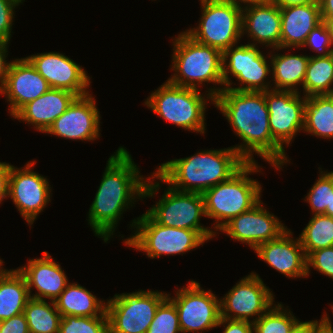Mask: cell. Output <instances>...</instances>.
<instances>
[{
  "mask_svg": "<svg viewBox=\"0 0 333 333\" xmlns=\"http://www.w3.org/2000/svg\"><path fill=\"white\" fill-rule=\"evenodd\" d=\"M208 90L207 99L223 113L243 141L233 148L246 163L256 162L253 152L277 169L289 161L285 150L272 138L265 91H235L223 87Z\"/></svg>",
  "mask_w": 333,
  "mask_h": 333,
  "instance_id": "obj_1",
  "label": "cell"
},
{
  "mask_svg": "<svg viewBox=\"0 0 333 333\" xmlns=\"http://www.w3.org/2000/svg\"><path fill=\"white\" fill-rule=\"evenodd\" d=\"M107 162L88 215L95 235L103 238L105 243L113 235L121 214L134 204L135 198L153 197L160 187L159 182L145 181L140 176L139 168L123 147H119Z\"/></svg>",
  "mask_w": 333,
  "mask_h": 333,
  "instance_id": "obj_2",
  "label": "cell"
},
{
  "mask_svg": "<svg viewBox=\"0 0 333 333\" xmlns=\"http://www.w3.org/2000/svg\"><path fill=\"white\" fill-rule=\"evenodd\" d=\"M245 163L233 147L204 150L190 157L162 163L151 178L181 192L203 194L228 180Z\"/></svg>",
  "mask_w": 333,
  "mask_h": 333,
  "instance_id": "obj_3",
  "label": "cell"
},
{
  "mask_svg": "<svg viewBox=\"0 0 333 333\" xmlns=\"http://www.w3.org/2000/svg\"><path fill=\"white\" fill-rule=\"evenodd\" d=\"M256 163H245L228 180L207 189L202 194L206 217L216 219L214 225L216 231L261 201V185L258 181L247 177L251 173L260 172Z\"/></svg>",
  "mask_w": 333,
  "mask_h": 333,
  "instance_id": "obj_4",
  "label": "cell"
},
{
  "mask_svg": "<svg viewBox=\"0 0 333 333\" xmlns=\"http://www.w3.org/2000/svg\"><path fill=\"white\" fill-rule=\"evenodd\" d=\"M173 46L172 70L175 73L168 79L170 83L195 89L203 82L224 86L220 50L194 41L185 32L175 37Z\"/></svg>",
  "mask_w": 333,
  "mask_h": 333,
  "instance_id": "obj_5",
  "label": "cell"
},
{
  "mask_svg": "<svg viewBox=\"0 0 333 333\" xmlns=\"http://www.w3.org/2000/svg\"><path fill=\"white\" fill-rule=\"evenodd\" d=\"M206 101L199 88L180 87L167 80L151 93L145 105L178 127L204 134Z\"/></svg>",
  "mask_w": 333,
  "mask_h": 333,
  "instance_id": "obj_6",
  "label": "cell"
},
{
  "mask_svg": "<svg viewBox=\"0 0 333 333\" xmlns=\"http://www.w3.org/2000/svg\"><path fill=\"white\" fill-rule=\"evenodd\" d=\"M202 16L197 28L185 33L194 41L222 53L235 46L242 33V6L227 0H201Z\"/></svg>",
  "mask_w": 333,
  "mask_h": 333,
  "instance_id": "obj_7",
  "label": "cell"
},
{
  "mask_svg": "<svg viewBox=\"0 0 333 333\" xmlns=\"http://www.w3.org/2000/svg\"><path fill=\"white\" fill-rule=\"evenodd\" d=\"M137 230L124 243L136 250L147 253L154 259L161 255L184 254L203 245L206 241L197 231L184 228L166 227L156 223L147 213L133 220Z\"/></svg>",
  "mask_w": 333,
  "mask_h": 333,
  "instance_id": "obj_8",
  "label": "cell"
},
{
  "mask_svg": "<svg viewBox=\"0 0 333 333\" xmlns=\"http://www.w3.org/2000/svg\"><path fill=\"white\" fill-rule=\"evenodd\" d=\"M167 297L166 293L152 290L114 295L106 303L109 333H147Z\"/></svg>",
  "mask_w": 333,
  "mask_h": 333,
  "instance_id": "obj_9",
  "label": "cell"
},
{
  "mask_svg": "<svg viewBox=\"0 0 333 333\" xmlns=\"http://www.w3.org/2000/svg\"><path fill=\"white\" fill-rule=\"evenodd\" d=\"M146 213L160 225L197 231L206 241L215 237V231L200 224L201 216L206 217L202 194L181 192L169 186Z\"/></svg>",
  "mask_w": 333,
  "mask_h": 333,
  "instance_id": "obj_10",
  "label": "cell"
},
{
  "mask_svg": "<svg viewBox=\"0 0 333 333\" xmlns=\"http://www.w3.org/2000/svg\"><path fill=\"white\" fill-rule=\"evenodd\" d=\"M233 47L231 46L222 53L223 84L226 86L224 88L254 92L271 90L270 82L264 81L271 72V65L267 64V57L258 50V46L241 44ZM229 73L240 81L241 87H230L232 82H230Z\"/></svg>",
  "mask_w": 333,
  "mask_h": 333,
  "instance_id": "obj_11",
  "label": "cell"
},
{
  "mask_svg": "<svg viewBox=\"0 0 333 333\" xmlns=\"http://www.w3.org/2000/svg\"><path fill=\"white\" fill-rule=\"evenodd\" d=\"M168 298L176 306L182 333L199 332L217 327L221 319L220 299L211 290L204 291L200 283L191 280L187 287Z\"/></svg>",
  "mask_w": 333,
  "mask_h": 333,
  "instance_id": "obj_12",
  "label": "cell"
},
{
  "mask_svg": "<svg viewBox=\"0 0 333 333\" xmlns=\"http://www.w3.org/2000/svg\"><path fill=\"white\" fill-rule=\"evenodd\" d=\"M273 299L270 289L252 272L220 299L221 318L252 321L249 317L256 315V321L273 305Z\"/></svg>",
  "mask_w": 333,
  "mask_h": 333,
  "instance_id": "obj_13",
  "label": "cell"
},
{
  "mask_svg": "<svg viewBox=\"0 0 333 333\" xmlns=\"http://www.w3.org/2000/svg\"><path fill=\"white\" fill-rule=\"evenodd\" d=\"M284 90L265 91L269 126L273 140L284 150L297 132L304 129L305 96Z\"/></svg>",
  "mask_w": 333,
  "mask_h": 333,
  "instance_id": "obj_14",
  "label": "cell"
},
{
  "mask_svg": "<svg viewBox=\"0 0 333 333\" xmlns=\"http://www.w3.org/2000/svg\"><path fill=\"white\" fill-rule=\"evenodd\" d=\"M35 163L28 162L24 169L11 165L8 188V197L30 226L49 203L51 192L47 178L31 170Z\"/></svg>",
  "mask_w": 333,
  "mask_h": 333,
  "instance_id": "obj_15",
  "label": "cell"
},
{
  "mask_svg": "<svg viewBox=\"0 0 333 333\" xmlns=\"http://www.w3.org/2000/svg\"><path fill=\"white\" fill-rule=\"evenodd\" d=\"M261 202L232 218L220 231L234 240L247 243L253 250L262 243L277 239L288 228L275 215L270 214Z\"/></svg>",
  "mask_w": 333,
  "mask_h": 333,
  "instance_id": "obj_16",
  "label": "cell"
},
{
  "mask_svg": "<svg viewBox=\"0 0 333 333\" xmlns=\"http://www.w3.org/2000/svg\"><path fill=\"white\" fill-rule=\"evenodd\" d=\"M26 58L51 88L67 90L78 97L89 94L90 77L80 65L64 54L37 53Z\"/></svg>",
  "mask_w": 333,
  "mask_h": 333,
  "instance_id": "obj_17",
  "label": "cell"
},
{
  "mask_svg": "<svg viewBox=\"0 0 333 333\" xmlns=\"http://www.w3.org/2000/svg\"><path fill=\"white\" fill-rule=\"evenodd\" d=\"M91 94L77 97L45 133L72 140H96L100 115Z\"/></svg>",
  "mask_w": 333,
  "mask_h": 333,
  "instance_id": "obj_18",
  "label": "cell"
},
{
  "mask_svg": "<svg viewBox=\"0 0 333 333\" xmlns=\"http://www.w3.org/2000/svg\"><path fill=\"white\" fill-rule=\"evenodd\" d=\"M50 88L49 83L25 57L11 62L0 93L8 98L9 112L13 117L24 105L40 97Z\"/></svg>",
  "mask_w": 333,
  "mask_h": 333,
  "instance_id": "obj_19",
  "label": "cell"
},
{
  "mask_svg": "<svg viewBox=\"0 0 333 333\" xmlns=\"http://www.w3.org/2000/svg\"><path fill=\"white\" fill-rule=\"evenodd\" d=\"M287 229L277 239L260 244L258 257L288 278L307 277V261L299 238L293 239Z\"/></svg>",
  "mask_w": 333,
  "mask_h": 333,
  "instance_id": "obj_20",
  "label": "cell"
},
{
  "mask_svg": "<svg viewBox=\"0 0 333 333\" xmlns=\"http://www.w3.org/2000/svg\"><path fill=\"white\" fill-rule=\"evenodd\" d=\"M257 43L277 50L280 48L281 11L272 1L267 3L249 4L242 7V33ZM257 41V43H255Z\"/></svg>",
  "mask_w": 333,
  "mask_h": 333,
  "instance_id": "obj_21",
  "label": "cell"
},
{
  "mask_svg": "<svg viewBox=\"0 0 333 333\" xmlns=\"http://www.w3.org/2000/svg\"><path fill=\"white\" fill-rule=\"evenodd\" d=\"M42 256L28 260L27 265L18 271L25 277L31 298L55 301L65 290L68 279L60 264L53 261L47 252H43ZM33 287L37 293L31 296Z\"/></svg>",
  "mask_w": 333,
  "mask_h": 333,
  "instance_id": "obj_22",
  "label": "cell"
},
{
  "mask_svg": "<svg viewBox=\"0 0 333 333\" xmlns=\"http://www.w3.org/2000/svg\"><path fill=\"white\" fill-rule=\"evenodd\" d=\"M78 96L63 89L50 88L24 105L13 117L25 121L40 132H46Z\"/></svg>",
  "mask_w": 333,
  "mask_h": 333,
  "instance_id": "obj_23",
  "label": "cell"
},
{
  "mask_svg": "<svg viewBox=\"0 0 333 333\" xmlns=\"http://www.w3.org/2000/svg\"><path fill=\"white\" fill-rule=\"evenodd\" d=\"M280 49L299 48L310 31L322 22L320 4L295 5L280 8Z\"/></svg>",
  "mask_w": 333,
  "mask_h": 333,
  "instance_id": "obj_24",
  "label": "cell"
},
{
  "mask_svg": "<svg viewBox=\"0 0 333 333\" xmlns=\"http://www.w3.org/2000/svg\"><path fill=\"white\" fill-rule=\"evenodd\" d=\"M61 316L96 317L107 316L106 303L98 300L95 295L83 286L67 284L65 290L54 301Z\"/></svg>",
  "mask_w": 333,
  "mask_h": 333,
  "instance_id": "obj_25",
  "label": "cell"
},
{
  "mask_svg": "<svg viewBox=\"0 0 333 333\" xmlns=\"http://www.w3.org/2000/svg\"><path fill=\"white\" fill-rule=\"evenodd\" d=\"M30 298L25 277L18 269H6L0 275V321L23 313Z\"/></svg>",
  "mask_w": 333,
  "mask_h": 333,
  "instance_id": "obj_26",
  "label": "cell"
},
{
  "mask_svg": "<svg viewBox=\"0 0 333 333\" xmlns=\"http://www.w3.org/2000/svg\"><path fill=\"white\" fill-rule=\"evenodd\" d=\"M271 58L273 90L299 92L297 85H303L310 56L274 54Z\"/></svg>",
  "mask_w": 333,
  "mask_h": 333,
  "instance_id": "obj_27",
  "label": "cell"
},
{
  "mask_svg": "<svg viewBox=\"0 0 333 333\" xmlns=\"http://www.w3.org/2000/svg\"><path fill=\"white\" fill-rule=\"evenodd\" d=\"M303 131L324 139L333 138V95L305 97Z\"/></svg>",
  "mask_w": 333,
  "mask_h": 333,
  "instance_id": "obj_28",
  "label": "cell"
},
{
  "mask_svg": "<svg viewBox=\"0 0 333 333\" xmlns=\"http://www.w3.org/2000/svg\"><path fill=\"white\" fill-rule=\"evenodd\" d=\"M333 53L326 57L310 56L304 82L305 97L333 95Z\"/></svg>",
  "mask_w": 333,
  "mask_h": 333,
  "instance_id": "obj_29",
  "label": "cell"
},
{
  "mask_svg": "<svg viewBox=\"0 0 333 333\" xmlns=\"http://www.w3.org/2000/svg\"><path fill=\"white\" fill-rule=\"evenodd\" d=\"M23 313L30 333H58L62 316L54 301L30 298Z\"/></svg>",
  "mask_w": 333,
  "mask_h": 333,
  "instance_id": "obj_30",
  "label": "cell"
},
{
  "mask_svg": "<svg viewBox=\"0 0 333 333\" xmlns=\"http://www.w3.org/2000/svg\"><path fill=\"white\" fill-rule=\"evenodd\" d=\"M299 240L306 257L315 250L332 247L333 218L325 214H313Z\"/></svg>",
  "mask_w": 333,
  "mask_h": 333,
  "instance_id": "obj_31",
  "label": "cell"
},
{
  "mask_svg": "<svg viewBox=\"0 0 333 333\" xmlns=\"http://www.w3.org/2000/svg\"><path fill=\"white\" fill-rule=\"evenodd\" d=\"M318 180L310 189L305 201L310 204L312 213L333 216V171H320Z\"/></svg>",
  "mask_w": 333,
  "mask_h": 333,
  "instance_id": "obj_32",
  "label": "cell"
},
{
  "mask_svg": "<svg viewBox=\"0 0 333 333\" xmlns=\"http://www.w3.org/2000/svg\"><path fill=\"white\" fill-rule=\"evenodd\" d=\"M283 307L280 303L274 304L259 319L252 321L253 333H289L299 320Z\"/></svg>",
  "mask_w": 333,
  "mask_h": 333,
  "instance_id": "obj_33",
  "label": "cell"
},
{
  "mask_svg": "<svg viewBox=\"0 0 333 333\" xmlns=\"http://www.w3.org/2000/svg\"><path fill=\"white\" fill-rule=\"evenodd\" d=\"M58 333H109L108 316H63Z\"/></svg>",
  "mask_w": 333,
  "mask_h": 333,
  "instance_id": "obj_34",
  "label": "cell"
},
{
  "mask_svg": "<svg viewBox=\"0 0 333 333\" xmlns=\"http://www.w3.org/2000/svg\"><path fill=\"white\" fill-rule=\"evenodd\" d=\"M178 313L167 297L158 307L147 333H180ZM201 333V332H200Z\"/></svg>",
  "mask_w": 333,
  "mask_h": 333,
  "instance_id": "obj_35",
  "label": "cell"
},
{
  "mask_svg": "<svg viewBox=\"0 0 333 333\" xmlns=\"http://www.w3.org/2000/svg\"><path fill=\"white\" fill-rule=\"evenodd\" d=\"M332 45L333 41L329 29L326 23L322 21L310 31L302 46H309V48L318 52L316 57H326L333 53Z\"/></svg>",
  "mask_w": 333,
  "mask_h": 333,
  "instance_id": "obj_36",
  "label": "cell"
},
{
  "mask_svg": "<svg viewBox=\"0 0 333 333\" xmlns=\"http://www.w3.org/2000/svg\"><path fill=\"white\" fill-rule=\"evenodd\" d=\"M307 276L310 267L333 279V246L311 252L307 257Z\"/></svg>",
  "mask_w": 333,
  "mask_h": 333,
  "instance_id": "obj_37",
  "label": "cell"
},
{
  "mask_svg": "<svg viewBox=\"0 0 333 333\" xmlns=\"http://www.w3.org/2000/svg\"><path fill=\"white\" fill-rule=\"evenodd\" d=\"M18 6L11 0H0V40L9 42L11 38L14 8Z\"/></svg>",
  "mask_w": 333,
  "mask_h": 333,
  "instance_id": "obj_38",
  "label": "cell"
},
{
  "mask_svg": "<svg viewBox=\"0 0 333 333\" xmlns=\"http://www.w3.org/2000/svg\"><path fill=\"white\" fill-rule=\"evenodd\" d=\"M0 333H30L24 313L0 321Z\"/></svg>",
  "mask_w": 333,
  "mask_h": 333,
  "instance_id": "obj_39",
  "label": "cell"
},
{
  "mask_svg": "<svg viewBox=\"0 0 333 333\" xmlns=\"http://www.w3.org/2000/svg\"><path fill=\"white\" fill-rule=\"evenodd\" d=\"M221 325L225 328L223 333H253L252 321L221 318L218 327Z\"/></svg>",
  "mask_w": 333,
  "mask_h": 333,
  "instance_id": "obj_40",
  "label": "cell"
},
{
  "mask_svg": "<svg viewBox=\"0 0 333 333\" xmlns=\"http://www.w3.org/2000/svg\"><path fill=\"white\" fill-rule=\"evenodd\" d=\"M10 171L9 163L0 162V203L8 197Z\"/></svg>",
  "mask_w": 333,
  "mask_h": 333,
  "instance_id": "obj_41",
  "label": "cell"
},
{
  "mask_svg": "<svg viewBox=\"0 0 333 333\" xmlns=\"http://www.w3.org/2000/svg\"><path fill=\"white\" fill-rule=\"evenodd\" d=\"M9 43L6 41H1L0 40V89L4 86V83L6 81V76L8 75V70L10 67L11 62H6V53L7 51V45Z\"/></svg>",
  "mask_w": 333,
  "mask_h": 333,
  "instance_id": "obj_42",
  "label": "cell"
},
{
  "mask_svg": "<svg viewBox=\"0 0 333 333\" xmlns=\"http://www.w3.org/2000/svg\"><path fill=\"white\" fill-rule=\"evenodd\" d=\"M322 323L320 320L298 321L289 331V333H313V331Z\"/></svg>",
  "mask_w": 333,
  "mask_h": 333,
  "instance_id": "obj_43",
  "label": "cell"
},
{
  "mask_svg": "<svg viewBox=\"0 0 333 333\" xmlns=\"http://www.w3.org/2000/svg\"><path fill=\"white\" fill-rule=\"evenodd\" d=\"M280 8H285L295 5H307L312 3H319L318 0H271Z\"/></svg>",
  "mask_w": 333,
  "mask_h": 333,
  "instance_id": "obj_44",
  "label": "cell"
},
{
  "mask_svg": "<svg viewBox=\"0 0 333 333\" xmlns=\"http://www.w3.org/2000/svg\"><path fill=\"white\" fill-rule=\"evenodd\" d=\"M321 18H333V0H318Z\"/></svg>",
  "mask_w": 333,
  "mask_h": 333,
  "instance_id": "obj_45",
  "label": "cell"
},
{
  "mask_svg": "<svg viewBox=\"0 0 333 333\" xmlns=\"http://www.w3.org/2000/svg\"><path fill=\"white\" fill-rule=\"evenodd\" d=\"M322 323L313 331V333H333V327L327 313L323 314Z\"/></svg>",
  "mask_w": 333,
  "mask_h": 333,
  "instance_id": "obj_46",
  "label": "cell"
},
{
  "mask_svg": "<svg viewBox=\"0 0 333 333\" xmlns=\"http://www.w3.org/2000/svg\"><path fill=\"white\" fill-rule=\"evenodd\" d=\"M227 1H231L233 3H236L237 5L241 6L242 3H244V5H249V4H258V3H267L270 2L271 0H227ZM241 2V4H240Z\"/></svg>",
  "mask_w": 333,
  "mask_h": 333,
  "instance_id": "obj_47",
  "label": "cell"
},
{
  "mask_svg": "<svg viewBox=\"0 0 333 333\" xmlns=\"http://www.w3.org/2000/svg\"><path fill=\"white\" fill-rule=\"evenodd\" d=\"M322 21L326 23L333 41V18H322Z\"/></svg>",
  "mask_w": 333,
  "mask_h": 333,
  "instance_id": "obj_48",
  "label": "cell"
},
{
  "mask_svg": "<svg viewBox=\"0 0 333 333\" xmlns=\"http://www.w3.org/2000/svg\"><path fill=\"white\" fill-rule=\"evenodd\" d=\"M2 263H4V262H2V260L0 259V275L6 270V269H3V267H1Z\"/></svg>",
  "mask_w": 333,
  "mask_h": 333,
  "instance_id": "obj_49",
  "label": "cell"
},
{
  "mask_svg": "<svg viewBox=\"0 0 333 333\" xmlns=\"http://www.w3.org/2000/svg\"><path fill=\"white\" fill-rule=\"evenodd\" d=\"M13 1L14 3H16L17 5H19L20 3H22L23 0H11Z\"/></svg>",
  "mask_w": 333,
  "mask_h": 333,
  "instance_id": "obj_50",
  "label": "cell"
}]
</instances>
